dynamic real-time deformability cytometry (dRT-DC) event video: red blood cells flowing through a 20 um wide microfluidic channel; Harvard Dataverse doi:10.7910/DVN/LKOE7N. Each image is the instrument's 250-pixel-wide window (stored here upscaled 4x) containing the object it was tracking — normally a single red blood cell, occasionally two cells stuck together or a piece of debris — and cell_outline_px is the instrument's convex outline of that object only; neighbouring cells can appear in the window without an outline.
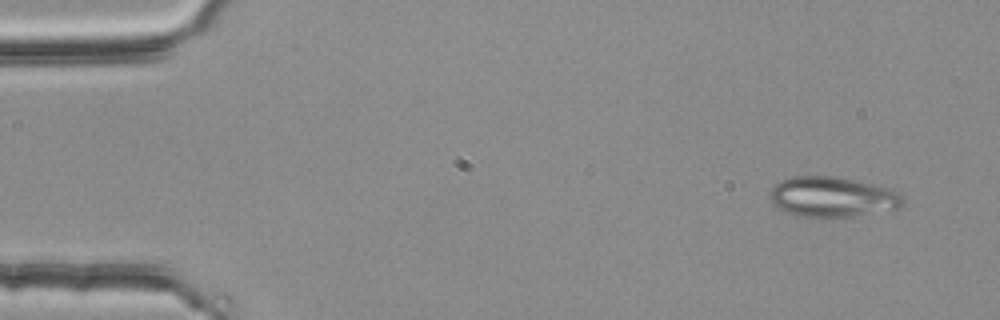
{"species": "common noctule bat (a hibernating species)", "species_latin": "Nyctalus noctula", "temperature_condition": "room temperature", "stored_images_in_passage": 4, "camera_frame_rate_fps": 3000, "um_per_image_px": 0.085, "animal": {"sex": "female", "body_mass_g": 25.1}, "frame": {"image": 1, "passage_image": 1, "time_ms": 0.0, "image_size_px": [1000, 320], "cell_outline_px": [[904, 204], [900, 208], [852, 216], [804, 216], [784, 212], [772, 200], [768, 192], [780, 180], [792, 176], [836, 176], [876, 184], [892, 188], [900, 192], [904, 196]], "centroid_in_image_um": [70.82, 16.71], "position_along_channel_um": 14.2, "area_um2": 31.21}}